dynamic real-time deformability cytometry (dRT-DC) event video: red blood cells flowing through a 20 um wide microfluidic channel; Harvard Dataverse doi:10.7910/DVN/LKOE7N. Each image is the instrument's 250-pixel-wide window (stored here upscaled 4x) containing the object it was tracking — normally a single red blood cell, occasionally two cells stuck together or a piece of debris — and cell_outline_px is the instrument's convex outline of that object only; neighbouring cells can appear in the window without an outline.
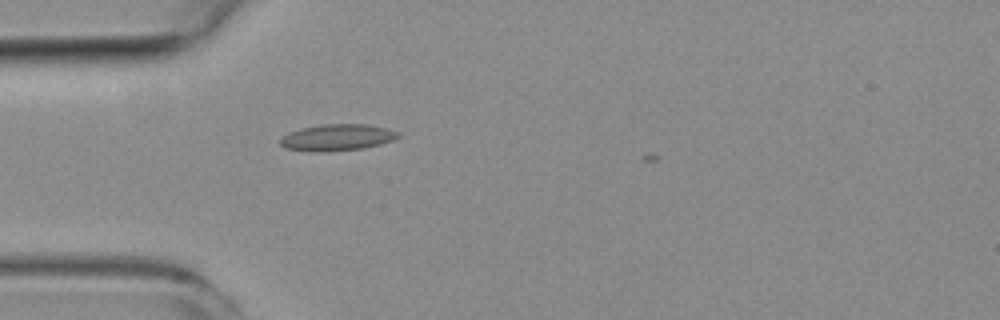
{"species": "common noctule bat (a hibernating species)", "species_latin": "Nyctalus noctula", "temperature_condition": "room temperature", "stored_images_in_passage": 1, "camera_frame_rate_fps": 3000, "um_per_image_px": 0.085, "animal": {"sex": "female", "body_mass_g": 19.3, "forearm_length_mm": 54.1}, "frame": {"image": 1, "passage_image": 1, "time_ms": 0.0, "image_size_px": [1000, 320], "cell_outline_px": [[400, 136], [392, 140], [380, 144], [364, 148], [324, 152], [308, 152], [284, 148], [280, 144], [280, 140], [284, 136], [300, 128], [324, 124], [368, 124], [388, 128], [400, 132]], "centroid_in_image_um": [28.68, 11.69], "position_along_channel_um": 56.3, "area_um2": 18.32}}